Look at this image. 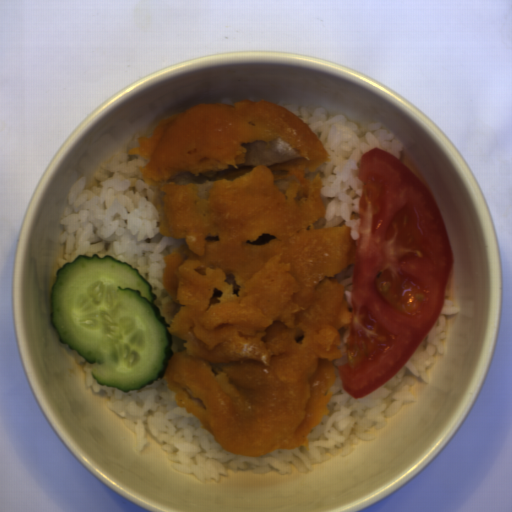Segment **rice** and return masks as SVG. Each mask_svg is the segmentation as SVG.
Here are the masks:
<instances>
[{"instance_id": "rice-3", "label": "rice", "mask_w": 512, "mask_h": 512, "mask_svg": "<svg viewBox=\"0 0 512 512\" xmlns=\"http://www.w3.org/2000/svg\"><path fill=\"white\" fill-rule=\"evenodd\" d=\"M281 106L306 124L321 142L330 160L321 164L314 172L306 168L304 176L310 180L320 176V196L326 208L325 217L313 223L314 230L335 226L350 228V237L359 240L360 218H351L359 212L360 197L364 183L359 179V161L362 155L373 148L382 149L400 159L404 146L392 132H388L379 121L355 124L347 122L345 116L327 117V111L313 106H297L280 101Z\"/></svg>"}, {"instance_id": "rice-2", "label": "rice", "mask_w": 512, "mask_h": 512, "mask_svg": "<svg viewBox=\"0 0 512 512\" xmlns=\"http://www.w3.org/2000/svg\"><path fill=\"white\" fill-rule=\"evenodd\" d=\"M143 138L136 132L100 163L87 187L80 177L67 191L60 224L59 242L64 257L57 259L53 275L78 256L98 255L131 264L151 287L165 323L171 324L180 304L164 281L166 257L181 251L185 241L162 235L160 214L155 204L163 194L159 186H148L139 167L150 160L127 154Z\"/></svg>"}, {"instance_id": "rice-4", "label": "rice", "mask_w": 512, "mask_h": 512, "mask_svg": "<svg viewBox=\"0 0 512 512\" xmlns=\"http://www.w3.org/2000/svg\"><path fill=\"white\" fill-rule=\"evenodd\" d=\"M354 269L355 265L352 264L349 267L336 273L334 277L329 278L331 281L336 280L345 285L344 301H346L348 309L354 307L352 301V282Z\"/></svg>"}, {"instance_id": "rice-1", "label": "rice", "mask_w": 512, "mask_h": 512, "mask_svg": "<svg viewBox=\"0 0 512 512\" xmlns=\"http://www.w3.org/2000/svg\"><path fill=\"white\" fill-rule=\"evenodd\" d=\"M458 310L452 301L443 298L436 321L408 361L392 378L361 398H353L342 384L340 365L348 361L347 342L352 327L350 324V329L340 328L341 343L337 347L342 357L333 362L336 381L326 392V396L332 394L327 403L330 412L324 414L321 423L307 435L308 453L303 446L275 449L260 457L229 452L188 410L176 405L174 393L165 384L164 376L139 390L106 387L92 376L93 369L99 364L87 362L77 351L73 350V354L83 365L85 383L96 393L105 391L109 397L108 407L133 434L138 451L148 443L147 428L175 468L191 473L205 483L217 480L221 475L229 476V468L236 472L248 467L254 473L276 469L280 474L290 475L295 467L298 473L305 474L314 464L351 454L360 441H372L376 434L368 433L371 427L377 430L386 427V418L395 414L404 403H416L411 386L418 380L428 382L427 369L436 355L445 354L441 342L446 339L445 316Z\"/></svg>"}]
</instances>
